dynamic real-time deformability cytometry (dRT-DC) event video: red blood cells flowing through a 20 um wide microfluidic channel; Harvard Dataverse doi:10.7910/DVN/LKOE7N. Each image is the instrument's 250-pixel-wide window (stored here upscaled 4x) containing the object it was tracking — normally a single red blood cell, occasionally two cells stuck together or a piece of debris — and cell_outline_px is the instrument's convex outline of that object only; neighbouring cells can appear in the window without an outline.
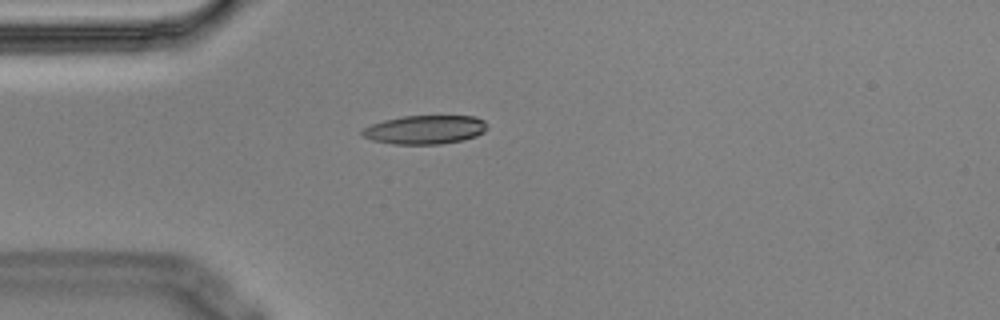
{"species": "Egyptian fruit bat (a non-hibernating species)", "species_latin": "Rousettus aegyptiacus", "temperature_condition": "cold", "stored_images_in_passage": 11, "camera_frame_rate_fps": 3000, "um_per_image_px": 0.085, "animal": {"sex": "male"}, "frame": {"image": 1, "passage_image": 4, "time_ms": 1.0, "image_size_px": [1000, 320], "cell_outline_px": [[488, 128], [484, 132], [476, 136], [460, 140], [440, 144], [392, 144], [372, 140], [364, 136], [360, 132], [364, 128], [372, 124], [384, 120], [404, 116], [476, 116], [484, 120], [488, 124]], "centroid_in_image_um": [36.15, 11.02], "position_along_channel_um": 48.8, "area_um2": 20.92}}
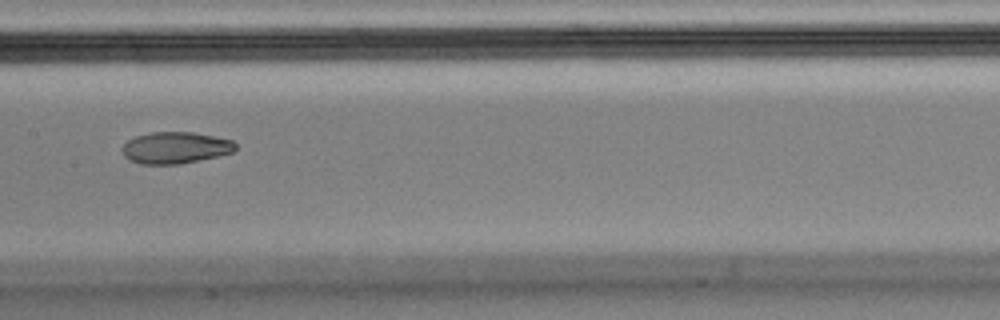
{"frame": {"image": 2, "passage_image": 8, "time_ms": 2.333, "image_size_px": [1000, 320], "cell_outline_px": [[236, 148], [232, 152], [216, 156], [180, 164], [140, 164], [128, 160], [124, 156], [120, 148], [128, 140], [136, 136], [152, 132], [192, 132], [232, 140], [236, 144]], "centroid_in_image_um": [14.85, 12.56], "position_along_channel_um": 192.5, "area_um2": 20.81}}